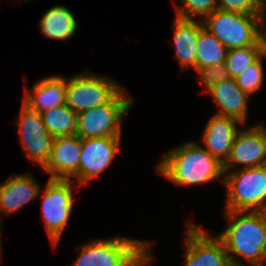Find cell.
Returning <instances> with one entry per match:
<instances>
[{
	"instance_id": "6da1fadb",
	"label": "cell",
	"mask_w": 266,
	"mask_h": 266,
	"mask_svg": "<svg viewBox=\"0 0 266 266\" xmlns=\"http://www.w3.org/2000/svg\"><path fill=\"white\" fill-rule=\"evenodd\" d=\"M227 227L217 235L223 242L232 266H262L266 251V212L224 211Z\"/></svg>"
},
{
	"instance_id": "7a4b0ae2",
	"label": "cell",
	"mask_w": 266,
	"mask_h": 266,
	"mask_svg": "<svg viewBox=\"0 0 266 266\" xmlns=\"http://www.w3.org/2000/svg\"><path fill=\"white\" fill-rule=\"evenodd\" d=\"M156 165L157 173L175 185L188 186L224 180L223 164L205 148L188 141L169 149Z\"/></svg>"
},
{
	"instance_id": "3957f363",
	"label": "cell",
	"mask_w": 266,
	"mask_h": 266,
	"mask_svg": "<svg viewBox=\"0 0 266 266\" xmlns=\"http://www.w3.org/2000/svg\"><path fill=\"white\" fill-rule=\"evenodd\" d=\"M150 242L113 236L109 239H91L79 247L71 266H147L152 262Z\"/></svg>"
},
{
	"instance_id": "277c9868",
	"label": "cell",
	"mask_w": 266,
	"mask_h": 266,
	"mask_svg": "<svg viewBox=\"0 0 266 266\" xmlns=\"http://www.w3.org/2000/svg\"><path fill=\"white\" fill-rule=\"evenodd\" d=\"M203 26L228 50L247 46H266V15H247L216 9Z\"/></svg>"
},
{
	"instance_id": "5b68a950",
	"label": "cell",
	"mask_w": 266,
	"mask_h": 266,
	"mask_svg": "<svg viewBox=\"0 0 266 266\" xmlns=\"http://www.w3.org/2000/svg\"><path fill=\"white\" fill-rule=\"evenodd\" d=\"M224 211L266 212V165L224 171Z\"/></svg>"
},
{
	"instance_id": "8992f818",
	"label": "cell",
	"mask_w": 266,
	"mask_h": 266,
	"mask_svg": "<svg viewBox=\"0 0 266 266\" xmlns=\"http://www.w3.org/2000/svg\"><path fill=\"white\" fill-rule=\"evenodd\" d=\"M128 93L122 88L109 102L78 113L76 135L80 139L121 137V124L135 101Z\"/></svg>"
},
{
	"instance_id": "52a82bcc",
	"label": "cell",
	"mask_w": 266,
	"mask_h": 266,
	"mask_svg": "<svg viewBox=\"0 0 266 266\" xmlns=\"http://www.w3.org/2000/svg\"><path fill=\"white\" fill-rule=\"evenodd\" d=\"M122 88L108 76L84 71L66 79V105L78 114L109 102Z\"/></svg>"
},
{
	"instance_id": "ba28073f",
	"label": "cell",
	"mask_w": 266,
	"mask_h": 266,
	"mask_svg": "<svg viewBox=\"0 0 266 266\" xmlns=\"http://www.w3.org/2000/svg\"><path fill=\"white\" fill-rule=\"evenodd\" d=\"M72 180L49 179L43 192L42 216L46 231L54 248L61 240L68 224L74 205L73 191L76 187ZM73 190V191H72Z\"/></svg>"
},
{
	"instance_id": "9c48e42d",
	"label": "cell",
	"mask_w": 266,
	"mask_h": 266,
	"mask_svg": "<svg viewBox=\"0 0 266 266\" xmlns=\"http://www.w3.org/2000/svg\"><path fill=\"white\" fill-rule=\"evenodd\" d=\"M17 122L18 139L29 161L43 168L49 159L54 137L46 130L41 114L22 103Z\"/></svg>"
},
{
	"instance_id": "30bf717a",
	"label": "cell",
	"mask_w": 266,
	"mask_h": 266,
	"mask_svg": "<svg viewBox=\"0 0 266 266\" xmlns=\"http://www.w3.org/2000/svg\"><path fill=\"white\" fill-rule=\"evenodd\" d=\"M184 266H232L223 242L187 220Z\"/></svg>"
},
{
	"instance_id": "8fae6325",
	"label": "cell",
	"mask_w": 266,
	"mask_h": 266,
	"mask_svg": "<svg viewBox=\"0 0 266 266\" xmlns=\"http://www.w3.org/2000/svg\"><path fill=\"white\" fill-rule=\"evenodd\" d=\"M120 145L121 137L81 139L78 186L87 185L105 171L120 151Z\"/></svg>"
},
{
	"instance_id": "7c38bea8",
	"label": "cell",
	"mask_w": 266,
	"mask_h": 266,
	"mask_svg": "<svg viewBox=\"0 0 266 266\" xmlns=\"http://www.w3.org/2000/svg\"><path fill=\"white\" fill-rule=\"evenodd\" d=\"M263 125L238 130L229 156L223 163L224 171L234 170L237 164H242L243 168L266 165V127Z\"/></svg>"
},
{
	"instance_id": "4fadbf2b",
	"label": "cell",
	"mask_w": 266,
	"mask_h": 266,
	"mask_svg": "<svg viewBox=\"0 0 266 266\" xmlns=\"http://www.w3.org/2000/svg\"><path fill=\"white\" fill-rule=\"evenodd\" d=\"M81 139L75 135L54 138L47 164L42 168L50 179L72 180L78 184Z\"/></svg>"
},
{
	"instance_id": "5bb4252c",
	"label": "cell",
	"mask_w": 266,
	"mask_h": 266,
	"mask_svg": "<svg viewBox=\"0 0 266 266\" xmlns=\"http://www.w3.org/2000/svg\"><path fill=\"white\" fill-rule=\"evenodd\" d=\"M41 189L32 174H13L0 184V215L7 216L17 212L25 204L36 199Z\"/></svg>"
},
{
	"instance_id": "9a60e30c",
	"label": "cell",
	"mask_w": 266,
	"mask_h": 266,
	"mask_svg": "<svg viewBox=\"0 0 266 266\" xmlns=\"http://www.w3.org/2000/svg\"><path fill=\"white\" fill-rule=\"evenodd\" d=\"M218 108L216 115L231 117L242 125L247 123L249 96L237 85L235 78H227L207 90Z\"/></svg>"
},
{
	"instance_id": "2e32d148",
	"label": "cell",
	"mask_w": 266,
	"mask_h": 266,
	"mask_svg": "<svg viewBox=\"0 0 266 266\" xmlns=\"http://www.w3.org/2000/svg\"><path fill=\"white\" fill-rule=\"evenodd\" d=\"M237 124L242 123L231 117L214 114L204 128L202 141L205 149L222 164L227 160L232 142L240 129Z\"/></svg>"
},
{
	"instance_id": "e0dca14e",
	"label": "cell",
	"mask_w": 266,
	"mask_h": 266,
	"mask_svg": "<svg viewBox=\"0 0 266 266\" xmlns=\"http://www.w3.org/2000/svg\"><path fill=\"white\" fill-rule=\"evenodd\" d=\"M23 104L39 113L66 104V79L61 75L43 77L32 85L25 87Z\"/></svg>"
},
{
	"instance_id": "ac0fdd59",
	"label": "cell",
	"mask_w": 266,
	"mask_h": 266,
	"mask_svg": "<svg viewBox=\"0 0 266 266\" xmlns=\"http://www.w3.org/2000/svg\"><path fill=\"white\" fill-rule=\"evenodd\" d=\"M201 20L176 17L172 25L175 58L181 65V71L193 67L196 69L197 41L199 31L203 28Z\"/></svg>"
},
{
	"instance_id": "d6986e66",
	"label": "cell",
	"mask_w": 266,
	"mask_h": 266,
	"mask_svg": "<svg viewBox=\"0 0 266 266\" xmlns=\"http://www.w3.org/2000/svg\"><path fill=\"white\" fill-rule=\"evenodd\" d=\"M77 26V20L69 8L55 5L43 14L39 27L46 38L66 42L74 36Z\"/></svg>"
},
{
	"instance_id": "ffe728a7",
	"label": "cell",
	"mask_w": 266,
	"mask_h": 266,
	"mask_svg": "<svg viewBox=\"0 0 266 266\" xmlns=\"http://www.w3.org/2000/svg\"><path fill=\"white\" fill-rule=\"evenodd\" d=\"M228 49L206 28L199 31L196 54V71L223 64Z\"/></svg>"
},
{
	"instance_id": "44dd1931",
	"label": "cell",
	"mask_w": 266,
	"mask_h": 266,
	"mask_svg": "<svg viewBox=\"0 0 266 266\" xmlns=\"http://www.w3.org/2000/svg\"><path fill=\"white\" fill-rule=\"evenodd\" d=\"M47 132L54 138L75 135L77 131V113L66 104L41 112Z\"/></svg>"
},
{
	"instance_id": "7402d4cb",
	"label": "cell",
	"mask_w": 266,
	"mask_h": 266,
	"mask_svg": "<svg viewBox=\"0 0 266 266\" xmlns=\"http://www.w3.org/2000/svg\"><path fill=\"white\" fill-rule=\"evenodd\" d=\"M265 51L266 46H247L228 50L224 64L229 76L236 78Z\"/></svg>"
},
{
	"instance_id": "603a6c76",
	"label": "cell",
	"mask_w": 266,
	"mask_h": 266,
	"mask_svg": "<svg viewBox=\"0 0 266 266\" xmlns=\"http://www.w3.org/2000/svg\"><path fill=\"white\" fill-rule=\"evenodd\" d=\"M263 57H266V51L252 65L247 67L244 72L235 78L237 85L248 96L258 92L262 87L264 80Z\"/></svg>"
},
{
	"instance_id": "cb8c5ba5",
	"label": "cell",
	"mask_w": 266,
	"mask_h": 266,
	"mask_svg": "<svg viewBox=\"0 0 266 266\" xmlns=\"http://www.w3.org/2000/svg\"><path fill=\"white\" fill-rule=\"evenodd\" d=\"M181 7H176V17L203 21L210 13L218 9L217 0H180ZM201 17V18H200Z\"/></svg>"
},
{
	"instance_id": "d4e9b609",
	"label": "cell",
	"mask_w": 266,
	"mask_h": 266,
	"mask_svg": "<svg viewBox=\"0 0 266 266\" xmlns=\"http://www.w3.org/2000/svg\"><path fill=\"white\" fill-rule=\"evenodd\" d=\"M218 9L247 15H266L258 0H217Z\"/></svg>"
},
{
	"instance_id": "484cf974",
	"label": "cell",
	"mask_w": 266,
	"mask_h": 266,
	"mask_svg": "<svg viewBox=\"0 0 266 266\" xmlns=\"http://www.w3.org/2000/svg\"><path fill=\"white\" fill-rule=\"evenodd\" d=\"M198 74V78L201 79V82L205 85L206 90L212 85L222 82L230 77L224 63L200 69Z\"/></svg>"
},
{
	"instance_id": "4316f807",
	"label": "cell",
	"mask_w": 266,
	"mask_h": 266,
	"mask_svg": "<svg viewBox=\"0 0 266 266\" xmlns=\"http://www.w3.org/2000/svg\"><path fill=\"white\" fill-rule=\"evenodd\" d=\"M260 6L264 9L266 12V0H258Z\"/></svg>"
},
{
	"instance_id": "83f0119b",
	"label": "cell",
	"mask_w": 266,
	"mask_h": 266,
	"mask_svg": "<svg viewBox=\"0 0 266 266\" xmlns=\"http://www.w3.org/2000/svg\"><path fill=\"white\" fill-rule=\"evenodd\" d=\"M1 219H2V218H1V215H0V240H1V230H2V229H1ZM1 243H2V242L0 241V260H1V258H2V252H1V251H2V250H1V249H2V248H1V245H2V244H1Z\"/></svg>"
},
{
	"instance_id": "f1b7e54d",
	"label": "cell",
	"mask_w": 266,
	"mask_h": 266,
	"mask_svg": "<svg viewBox=\"0 0 266 266\" xmlns=\"http://www.w3.org/2000/svg\"><path fill=\"white\" fill-rule=\"evenodd\" d=\"M265 263H266V251H265V256H264V264L262 266H266Z\"/></svg>"
}]
</instances>
